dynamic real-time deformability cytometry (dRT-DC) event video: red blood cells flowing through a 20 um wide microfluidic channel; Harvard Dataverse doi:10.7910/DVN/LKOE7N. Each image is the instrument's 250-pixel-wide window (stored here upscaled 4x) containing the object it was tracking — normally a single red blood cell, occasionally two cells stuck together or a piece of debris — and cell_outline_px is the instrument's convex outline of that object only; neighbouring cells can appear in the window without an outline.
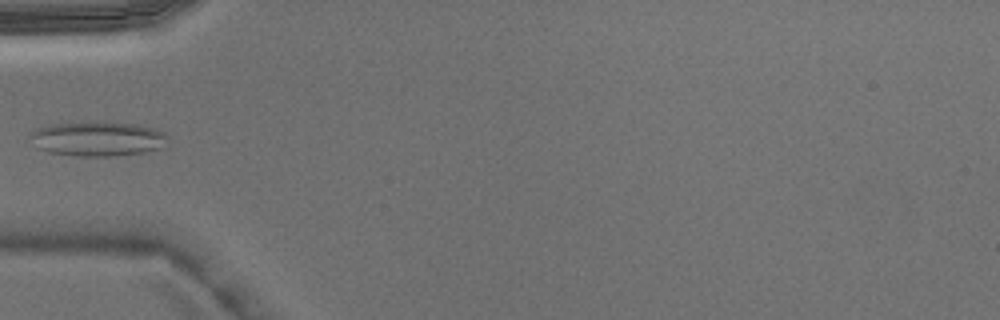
{"species": "Egyptian fruit bat (a non-hibernating species)", "species_latin": "Rousettus aegyptiacus", "temperature_condition": "warm", "stored_images_in_passage": 4, "camera_frame_rate_fps": 3000, "um_per_image_px": 0.085, "animal": {"sex": "male"}, "frame": {"image": 1, "passage_image": 4, "time_ms": 1.0, "image_size_px": [1000, 320], "cell_outline_px": [[168, 136], [164, 148], [144, 152], [112, 156], [80, 156], [48, 152], [40, 148], [28, 136], [36, 128], [48, 124], [88, 120], [96, 120], [140, 124], [156, 128], [164, 132]], "centroid_in_image_um": [8.34, 11.75], "position_along_channel_um": 76.7, "area_um2": 28.55}}